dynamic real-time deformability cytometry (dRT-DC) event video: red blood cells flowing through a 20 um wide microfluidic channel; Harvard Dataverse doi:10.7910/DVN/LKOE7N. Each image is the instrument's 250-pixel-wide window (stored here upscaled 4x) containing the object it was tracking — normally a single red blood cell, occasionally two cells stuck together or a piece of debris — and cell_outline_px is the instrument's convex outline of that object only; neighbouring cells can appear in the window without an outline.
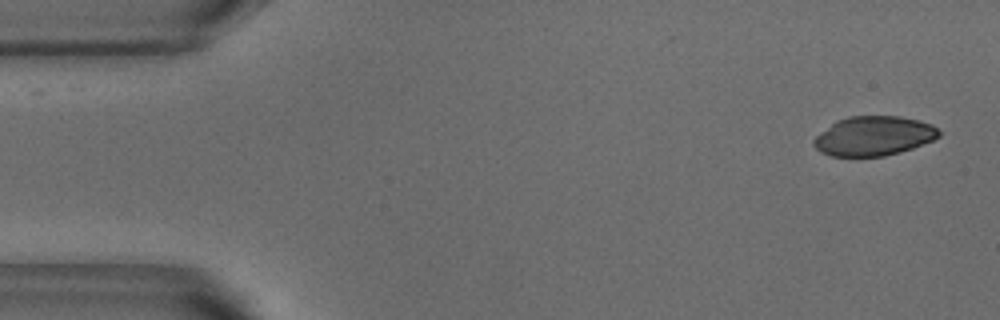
{"species": "common noctule bat (a hibernating species)", "species_latin": "Nyctalus noctula", "temperature_condition": "warm", "stored_images_in_passage": 14, "camera_frame_rate_fps": 3000, "um_per_image_px": 0.085, "animal": {"sex": "male", "body_mass_g": 18.8}, "frame": {"image": 1, "passage_image": 1, "time_ms": 0.0, "image_size_px": [1000, 320], "cell_outline_px": [[940, 136], [932, 140], [912, 148], [884, 156], [832, 156], [820, 152], [812, 144], [812, 140], [816, 136], [836, 120], [848, 116], [900, 116], [920, 120], [932, 124], [940, 132]], "centroid_in_image_um": [74.25, 11.55], "position_along_channel_um": 10.8, "area_um2": 28.73}}
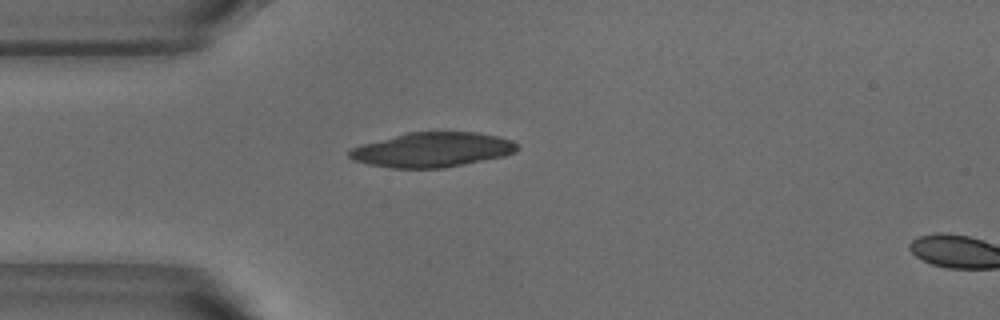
{"frame": {"image": 2, "passage_image": 12, "time_ms": 3.667, "image_size_px": [1000, 320], "cell_outline_px": [[520, 148], [516, 152], [504, 156], [444, 168], [392, 168], [368, 164], [352, 160], [348, 156], [348, 152], [352, 148], [364, 144], [408, 132], [440, 128], [480, 132], [512, 140]], "centroid_in_image_um": [36.8, 12.68], "position_along_channel_um": 48.2, "area_um2": 34.85}}